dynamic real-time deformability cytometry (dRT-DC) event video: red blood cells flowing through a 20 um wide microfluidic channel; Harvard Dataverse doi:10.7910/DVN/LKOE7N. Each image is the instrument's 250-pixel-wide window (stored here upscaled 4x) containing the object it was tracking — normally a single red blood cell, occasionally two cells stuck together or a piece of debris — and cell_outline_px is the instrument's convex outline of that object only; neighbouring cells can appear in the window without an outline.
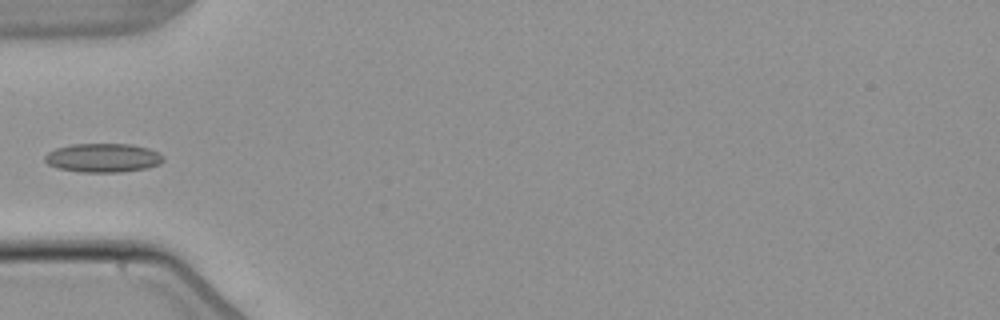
{"species": "common noctule bat (a hibernating species)", "species_latin": "Nyctalus noctula", "temperature_condition": "warm", "stored_images_in_passage": 4, "camera_frame_rate_fps": 3000, "um_per_image_px": 0.085, "animal": {"sex": "male", "body_mass_g": 21.5, "forearm_length_mm": 52.0}, "frame": {"image": 1, "passage_image": 4, "time_ms": 4.667, "image_size_px": [1000, 320], "cell_outline_px": [[164, 160], [160, 164], [148, 168], [120, 172], [80, 172], [56, 168], [48, 164], [44, 160], [44, 156], [48, 152], [56, 148], [72, 144], [132, 144], [148, 148], [164, 156]], "centroid_in_image_um": [8.75, 13.42], "position_along_channel_um": 76.3, "area_um2": 20.06}}